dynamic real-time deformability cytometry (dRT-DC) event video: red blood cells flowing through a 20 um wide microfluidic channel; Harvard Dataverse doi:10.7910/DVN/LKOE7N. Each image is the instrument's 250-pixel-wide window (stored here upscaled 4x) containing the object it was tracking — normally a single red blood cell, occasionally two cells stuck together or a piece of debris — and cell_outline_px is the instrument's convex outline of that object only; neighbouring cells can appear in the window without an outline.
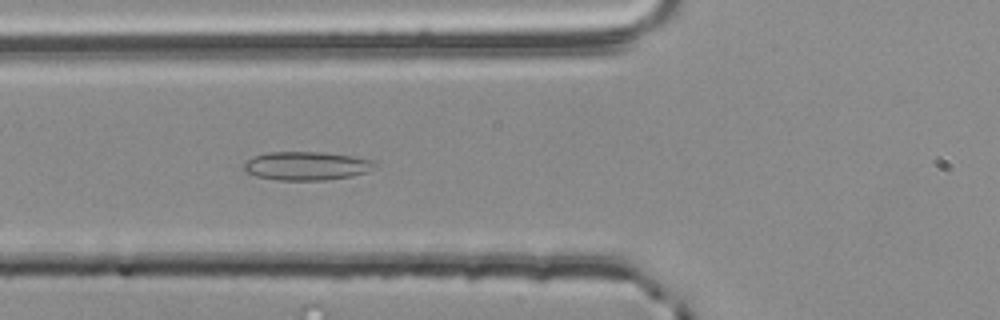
{"species": "common noctule bat (a hibernating species)", "species_latin": "Nyctalus noctula", "temperature_condition": "room temperature", "stored_images_in_passage": 45, "camera_frame_rate_fps": 3000, "um_per_image_px": 0.085, "animal": {"sex": "male", "body_mass_g": 20.4}, "frame": {"image": 1, "passage_image": 18, "time_ms": 5.667, "image_size_px": [1000, 320], "cell_outline_px": [[376, 164], [364, 172], [352, 176], [324, 180], [276, 180], [256, 176], [244, 172], [244, 164], [252, 156], [268, 152], [324, 152], [372, 160]], "centroid_in_image_um": [25.97, 14.1], "position_along_channel_um": 99.8, "area_um2": 21.56}}
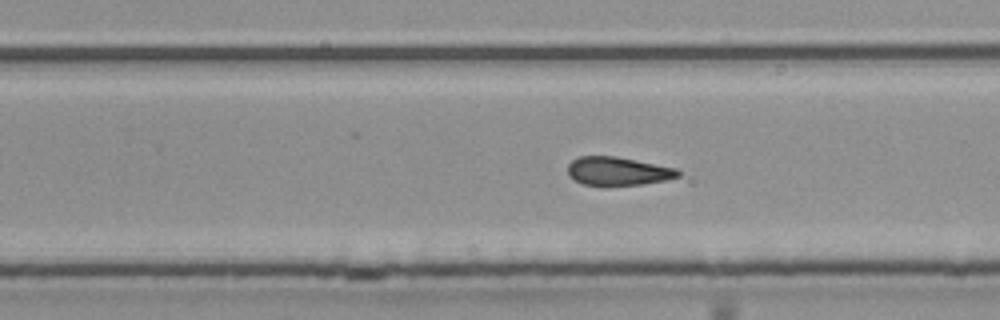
{"frame": {"image": 2, "passage_image": 32, "time_ms": 10.333, "image_size_px": [1000, 320], "cell_outline_px": [[680, 176], [664, 180], [640, 184], [604, 188], [580, 184], [568, 176], [568, 164], [572, 160], [580, 156], [616, 156], [676, 168], [680, 172]], "centroid_in_image_um": [52.45, 14.58], "position_along_channel_um": 277.4, "area_um2": 18.84}}
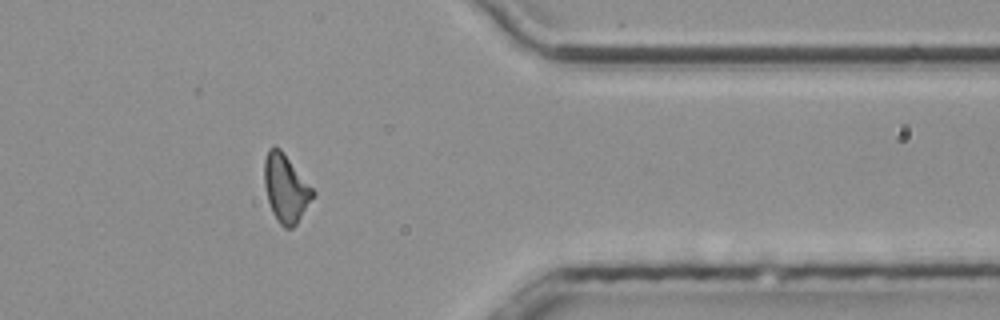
{"frame": {"image": 3, "passage_image": 42, "time_ms": 13.667, "image_size_px": [1000, 320], "cell_outline_px": [[316, 196], [296, 224], [292, 228], [284, 228], [276, 220], [272, 212], [268, 200], [264, 184], [264, 160], [268, 148], [280, 148], [316, 192]], "centroid_in_image_um": [24.3, 16.03], "position_along_channel_um": 387.1, "area_um2": 19.25}, "authors_computed_cell_mechanics": {"area_um2": 19.363, "velocity_mm_per_s": 3.7942, "shape_relaxation_time_tau1_ms": null, "shape_relaxation_time_tau2_ms": 3.2834, "deformation_change_tau1": null, "deformation_change_tau2": 0.112}}